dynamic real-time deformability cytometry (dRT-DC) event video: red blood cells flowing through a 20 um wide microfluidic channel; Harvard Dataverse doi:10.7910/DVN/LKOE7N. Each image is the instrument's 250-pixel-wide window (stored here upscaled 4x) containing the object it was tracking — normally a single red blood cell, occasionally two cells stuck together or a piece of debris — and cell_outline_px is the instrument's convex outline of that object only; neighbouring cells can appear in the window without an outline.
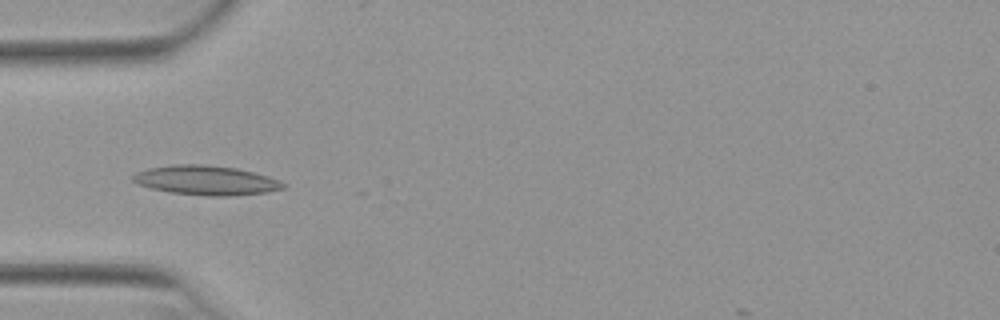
{"species": "Egyptian fruit bat (a non-hibernating species)", "species_latin": "Rousettus aegyptiacus", "temperature_condition": "warm", "stored_images_in_passage": 7, "camera_frame_rate_fps": 3000, "um_per_image_px": 0.085, "animal": {"sex": "female"}, "frame": {"image": 1, "passage_image": 4, "time_ms": 1.0, "image_size_px": [1000, 320], "cell_outline_px": [[288, 184], [284, 188], [268, 192], [228, 196], [208, 196], [172, 192], [152, 188], [140, 184], [132, 180], [132, 176], [136, 172], [148, 168], [172, 164], [204, 164], [236, 168], [268, 176], [280, 180]], "centroid_in_image_um": [17.55, 15.32], "position_along_channel_um": 67.4, "area_um2": 25.72}}